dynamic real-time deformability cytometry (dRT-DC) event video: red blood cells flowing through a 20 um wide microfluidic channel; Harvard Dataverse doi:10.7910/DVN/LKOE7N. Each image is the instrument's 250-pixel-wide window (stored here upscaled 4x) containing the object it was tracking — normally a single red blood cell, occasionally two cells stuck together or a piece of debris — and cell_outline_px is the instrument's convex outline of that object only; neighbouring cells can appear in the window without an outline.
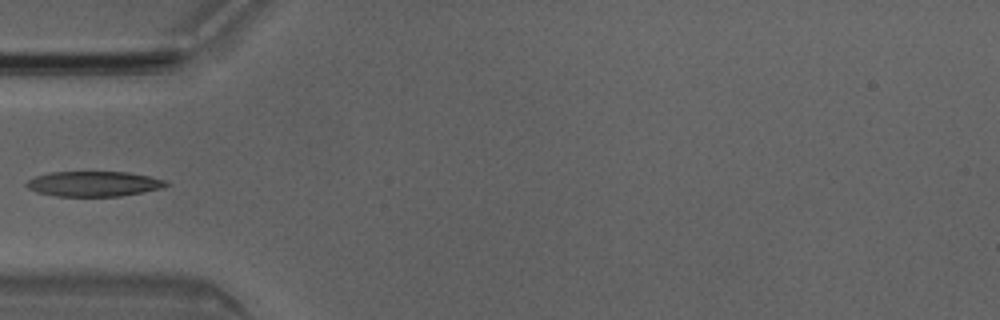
{"species": "Egyptian fruit bat (a non-hibernating species)", "species_latin": "Rousettus aegyptiacus", "temperature_condition": "room temperature", "stored_images_in_passage": 5, "camera_frame_rate_fps": 3000, "um_per_image_px": 0.085, "animal": {"sex": "male"}, "frame": {"image": 1, "passage_image": 5, "time_ms": 1.333, "image_size_px": [1000, 320], "cell_outline_px": [[168, 184], [164, 188], [120, 196], [56, 196], [36, 192], [28, 188], [24, 184], [28, 180], [36, 176], [48, 172], [128, 172], [148, 176], [164, 180]], "centroid_in_image_um": [7.94, 15.62], "position_along_channel_um": 77.1, "area_um2": 20.4}}